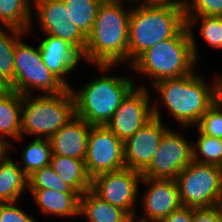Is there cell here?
<instances>
[{"instance_id":"30bf717a","label":"cell","mask_w":222,"mask_h":222,"mask_svg":"<svg viewBox=\"0 0 222 222\" xmlns=\"http://www.w3.org/2000/svg\"><path fill=\"white\" fill-rule=\"evenodd\" d=\"M178 131L168 128L159 142L149 166L141 173L144 178L176 179L193 161L192 142Z\"/></svg>"},{"instance_id":"52a82bcc","label":"cell","mask_w":222,"mask_h":222,"mask_svg":"<svg viewBox=\"0 0 222 222\" xmlns=\"http://www.w3.org/2000/svg\"><path fill=\"white\" fill-rule=\"evenodd\" d=\"M23 39L24 37L15 46L14 84L9 89L21 95L55 94L64 91L66 87L42 61L39 46L27 44Z\"/></svg>"},{"instance_id":"277c9868","label":"cell","mask_w":222,"mask_h":222,"mask_svg":"<svg viewBox=\"0 0 222 222\" xmlns=\"http://www.w3.org/2000/svg\"><path fill=\"white\" fill-rule=\"evenodd\" d=\"M117 66L120 65H94L98 72L105 75L93 77L81 85L80 90L74 89V86L71 88L76 116L92 126L106 125L123 99L137 85L136 77L128 73L121 76L111 75L110 70Z\"/></svg>"},{"instance_id":"cb8c5ba5","label":"cell","mask_w":222,"mask_h":222,"mask_svg":"<svg viewBox=\"0 0 222 222\" xmlns=\"http://www.w3.org/2000/svg\"><path fill=\"white\" fill-rule=\"evenodd\" d=\"M25 35L28 33L19 29L0 27V84L4 88L9 89L14 84L15 46Z\"/></svg>"},{"instance_id":"4dcf8cb0","label":"cell","mask_w":222,"mask_h":222,"mask_svg":"<svg viewBox=\"0 0 222 222\" xmlns=\"http://www.w3.org/2000/svg\"><path fill=\"white\" fill-rule=\"evenodd\" d=\"M185 15L222 16V0H188Z\"/></svg>"},{"instance_id":"8fae6325","label":"cell","mask_w":222,"mask_h":222,"mask_svg":"<svg viewBox=\"0 0 222 222\" xmlns=\"http://www.w3.org/2000/svg\"><path fill=\"white\" fill-rule=\"evenodd\" d=\"M84 161L91 178L102 173L124 169L126 168L124 142L106 125L91 126Z\"/></svg>"},{"instance_id":"7c38bea8","label":"cell","mask_w":222,"mask_h":222,"mask_svg":"<svg viewBox=\"0 0 222 222\" xmlns=\"http://www.w3.org/2000/svg\"><path fill=\"white\" fill-rule=\"evenodd\" d=\"M147 85L140 83L127 94L106 126L125 142L153 116V98ZM152 99V100H151Z\"/></svg>"},{"instance_id":"1f68e13d","label":"cell","mask_w":222,"mask_h":222,"mask_svg":"<svg viewBox=\"0 0 222 222\" xmlns=\"http://www.w3.org/2000/svg\"><path fill=\"white\" fill-rule=\"evenodd\" d=\"M17 204L18 201L0 203V222H38L34 216Z\"/></svg>"},{"instance_id":"8992f818","label":"cell","mask_w":222,"mask_h":222,"mask_svg":"<svg viewBox=\"0 0 222 222\" xmlns=\"http://www.w3.org/2000/svg\"><path fill=\"white\" fill-rule=\"evenodd\" d=\"M76 116L75 99L70 88L55 94L23 95L21 137L49 139Z\"/></svg>"},{"instance_id":"9a60e30c","label":"cell","mask_w":222,"mask_h":222,"mask_svg":"<svg viewBox=\"0 0 222 222\" xmlns=\"http://www.w3.org/2000/svg\"><path fill=\"white\" fill-rule=\"evenodd\" d=\"M169 127L153 117L124 142L126 168L142 173L150 164L159 142Z\"/></svg>"},{"instance_id":"d6a6232c","label":"cell","mask_w":222,"mask_h":222,"mask_svg":"<svg viewBox=\"0 0 222 222\" xmlns=\"http://www.w3.org/2000/svg\"><path fill=\"white\" fill-rule=\"evenodd\" d=\"M192 222H219L216 208H193Z\"/></svg>"},{"instance_id":"e0dca14e","label":"cell","mask_w":222,"mask_h":222,"mask_svg":"<svg viewBox=\"0 0 222 222\" xmlns=\"http://www.w3.org/2000/svg\"><path fill=\"white\" fill-rule=\"evenodd\" d=\"M91 126L75 116L49 138L52 154L84 160Z\"/></svg>"},{"instance_id":"e575fe53","label":"cell","mask_w":222,"mask_h":222,"mask_svg":"<svg viewBox=\"0 0 222 222\" xmlns=\"http://www.w3.org/2000/svg\"><path fill=\"white\" fill-rule=\"evenodd\" d=\"M14 150V144L8 138L0 134V162L10 157L8 153Z\"/></svg>"},{"instance_id":"ba28073f","label":"cell","mask_w":222,"mask_h":222,"mask_svg":"<svg viewBox=\"0 0 222 222\" xmlns=\"http://www.w3.org/2000/svg\"><path fill=\"white\" fill-rule=\"evenodd\" d=\"M181 205L209 208L222 199V167L192 161L176 177Z\"/></svg>"},{"instance_id":"9c48e42d","label":"cell","mask_w":222,"mask_h":222,"mask_svg":"<svg viewBox=\"0 0 222 222\" xmlns=\"http://www.w3.org/2000/svg\"><path fill=\"white\" fill-rule=\"evenodd\" d=\"M142 174L129 168L96 175L91 190L111 205L125 210L133 219L139 205ZM138 204V205H137Z\"/></svg>"},{"instance_id":"4316f807","label":"cell","mask_w":222,"mask_h":222,"mask_svg":"<svg viewBox=\"0 0 222 222\" xmlns=\"http://www.w3.org/2000/svg\"><path fill=\"white\" fill-rule=\"evenodd\" d=\"M63 2L76 27L87 37L93 29L103 0H63Z\"/></svg>"},{"instance_id":"d590c367","label":"cell","mask_w":222,"mask_h":222,"mask_svg":"<svg viewBox=\"0 0 222 222\" xmlns=\"http://www.w3.org/2000/svg\"><path fill=\"white\" fill-rule=\"evenodd\" d=\"M145 3L173 4L176 6L186 7L188 0H136Z\"/></svg>"},{"instance_id":"484cf974","label":"cell","mask_w":222,"mask_h":222,"mask_svg":"<svg viewBox=\"0 0 222 222\" xmlns=\"http://www.w3.org/2000/svg\"><path fill=\"white\" fill-rule=\"evenodd\" d=\"M23 148L20 154V165H22L20 167L27 176H30L36 170L50 165L52 149L49 139L33 138Z\"/></svg>"},{"instance_id":"4fadbf2b","label":"cell","mask_w":222,"mask_h":222,"mask_svg":"<svg viewBox=\"0 0 222 222\" xmlns=\"http://www.w3.org/2000/svg\"><path fill=\"white\" fill-rule=\"evenodd\" d=\"M32 12L37 18L40 31L43 34L61 38L71 43L83 54L87 37L76 27L72 21L69 10L63 0H32ZM36 12V14H35Z\"/></svg>"},{"instance_id":"7402d4cb","label":"cell","mask_w":222,"mask_h":222,"mask_svg":"<svg viewBox=\"0 0 222 222\" xmlns=\"http://www.w3.org/2000/svg\"><path fill=\"white\" fill-rule=\"evenodd\" d=\"M28 191V176L11 156L0 162V203L20 202Z\"/></svg>"},{"instance_id":"d6986e66","label":"cell","mask_w":222,"mask_h":222,"mask_svg":"<svg viewBox=\"0 0 222 222\" xmlns=\"http://www.w3.org/2000/svg\"><path fill=\"white\" fill-rule=\"evenodd\" d=\"M80 216L87 222H134L125 210L104 201L91 189L80 196Z\"/></svg>"},{"instance_id":"5bb4252c","label":"cell","mask_w":222,"mask_h":222,"mask_svg":"<svg viewBox=\"0 0 222 222\" xmlns=\"http://www.w3.org/2000/svg\"><path fill=\"white\" fill-rule=\"evenodd\" d=\"M146 192L139 196L142 215L135 216L134 222H161L173 211L179 209L181 201L175 179H151L142 177Z\"/></svg>"},{"instance_id":"f1b7e54d","label":"cell","mask_w":222,"mask_h":222,"mask_svg":"<svg viewBox=\"0 0 222 222\" xmlns=\"http://www.w3.org/2000/svg\"><path fill=\"white\" fill-rule=\"evenodd\" d=\"M40 189H51L62 193H77L58 176L50 165L36 170L28 176V190Z\"/></svg>"},{"instance_id":"836d02e7","label":"cell","mask_w":222,"mask_h":222,"mask_svg":"<svg viewBox=\"0 0 222 222\" xmlns=\"http://www.w3.org/2000/svg\"><path fill=\"white\" fill-rule=\"evenodd\" d=\"M193 208L181 206L179 209L173 211L169 216L164 218L161 222H192Z\"/></svg>"},{"instance_id":"ffe728a7","label":"cell","mask_w":222,"mask_h":222,"mask_svg":"<svg viewBox=\"0 0 222 222\" xmlns=\"http://www.w3.org/2000/svg\"><path fill=\"white\" fill-rule=\"evenodd\" d=\"M23 95L5 88L0 92V134L11 142L21 137Z\"/></svg>"},{"instance_id":"f546056e","label":"cell","mask_w":222,"mask_h":222,"mask_svg":"<svg viewBox=\"0 0 222 222\" xmlns=\"http://www.w3.org/2000/svg\"><path fill=\"white\" fill-rule=\"evenodd\" d=\"M195 128L202 134L222 139V95L202 115Z\"/></svg>"},{"instance_id":"603a6c76","label":"cell","mask_w":222,"mask_h":222,"mask_svg":"<svg viewBox=\"0 0 222 222\" xmlns=\"http://www.w3.org/2000/svg\"><path fill=\"white\" fill-rule=\"evenodd\" d=\"M186 26L188 28L189 34L192 40V50L194 57L198 62L200 55H198V47L196 43V38L194 34L196 28H200L201 36L203 37L205 43L210 45L213 49L222 51V16H200V15H185ZM198 22H201L200 25ZM201 26V27H200Z\"/></svg>"},{"instance_id":"d4e9b609","label":"cell","mask_w":222,"mask_h":222,"mask_svg":"<svg viewBox=\"0 0 222 222\" xmlns=\"http://www.w3.org/2000/svg\"><path fill=\"white\" fill-rule=\"evenodd\" d=\"M32 0H0V27H11L30 33Z\"/></svg>"},{"instance_id":"ac0fdd59","label":"cell","mask_w":222,"mask_h":222,"mask_svg":"<svg viewBox=\"0 0 222 222\" xmlns=\"http://www.w3.org/2000/svg\"><path fill=\"white\" fill-rule=\"evenodd\" d=\"M41 214L62 218L79 216L80 195L51 189L28 190Z\"/></svg>"},{"instance_id":"5b68a950","label":"cell","mask_w":222,"mask_h":222,"mask_svg":"<svg viewBox=\"0 0 222 222\" xmlns=\"http://www.w3.org/2000/svg\"><path fill=\"white\" fill-rule=\"evenodd\" d=\"M198 63L187 26L175 37L161 41L142 53L129 67L134 74L148 77L150 85L192 73Z\"/></svg>"},{"instance_id":"8d00e7d4","label":"cell","mask_w":222,"mask_h":222,"mask_svg":"<svg viewBox=\"0 0 222 222\" xmlns=\"http://www.w3.org/2000/svg\"><path fill=\"white\" fill-rule=\"evenodd\" d=\"M214 207L218 213L219 222H222V199Z\"/></svg>"},{"instance_id":"3957f363","label":"cell","mask_w":222,"mask_h":222,"mask_svg":"<svg viewBox=\"0 0 222 222\" xmlns=\"http://www.w3.org/2000/svg\"><path fill=\"white\" fill-rule=\"evenodd\" d=\"M185 26V8L134 0L129 18L128 63L131 65L157 43L175 37Z\"/></svg>"},{"instance_id":"74e56055","label":"cell","mask_w":222,"mask_h":222,"mask_svg":"<svg viewBox=\"0 0 222 222\" xmlns=\"http://www.w3.org/2000/svg\"><path fill=\"white\" fill-rule=\"evenodd\" d=\"M5 88L0 84V92L2 91V90H4Z\"/></svg>"},{"instance_id":"2e32d148","label":"cell","mask_w":222,"mask_h":222,"mask_svg":"<svg viewBox=\"0 0 222 222\" xmlns=\"http://www.w3.org/2000/svg\"><path fill=\"white\" fill-rule=\"evenodd\" d=\"M43 36L45 38L37 43L42 61L54 77L71 89L66 76L79 67L80 60L83 61L82 54L68 41L49 34Z\"/></svg>"},{"instance_id":"6da1fadb","label":"cell","mask_w":222,"mask_h":222,"mask_svg":"<svg viewBox=\"0 0 222 222\" xmlns=\"http://www.w3.org/2000/svg\"><path fill=\"white\" fill-rule=\"evenodd\" d=\"M221 74L214 75V80L209 84L200 72L194 70L188 75L164 79L150 86L158 93L156 100L152 101L153 116L162 120L160 107L164 105L168 116L174 118L180 127L194 128L202 115L222 95Z\"/></svg>"},{"instance_id":"83f0119b","label":"cell","mask_w":222,"mask_h":222,"mask_svg":"<svg viewBox=\"0 0 222 222\" xmlns=\"http://www.w3.org/2000/svg\"><path fill=\"white\" fill-rule=\"evenodd\" d=\"M198 137L192 142L193 161L222 167V139L207 136L196 130Z\"/></svg>"},{"instance_id":"44dd1931","label":"cell","mask_w":222,"mask_h":222,"mask_svg":"<svg viewBox=\"0 0 222 222\" xmlns=\"http://www.w3.org/2000/svg\"><path fill=\"white\" fill-rule=\"evenodd\" d=\"M50 166L80 196L91 189L92 178L87 173L84 160L52 154Z\"/></svg>"},{"instance_id":"7a4b0ae2","label":"cell","mask_w":222,"mask_h":222,"mask_svg":"<svg viewBox=\"0 0 222 222\" xmlns=\"http://www.w3.org/2000/svg\"><path fill=\"white\" fill-rule=\"evenodd\" d=\"M133 1L103 0L82 54L86 63L127 65L129 18ZM128 2L131 5H126Z\"/></svg>"}]
</instances>
